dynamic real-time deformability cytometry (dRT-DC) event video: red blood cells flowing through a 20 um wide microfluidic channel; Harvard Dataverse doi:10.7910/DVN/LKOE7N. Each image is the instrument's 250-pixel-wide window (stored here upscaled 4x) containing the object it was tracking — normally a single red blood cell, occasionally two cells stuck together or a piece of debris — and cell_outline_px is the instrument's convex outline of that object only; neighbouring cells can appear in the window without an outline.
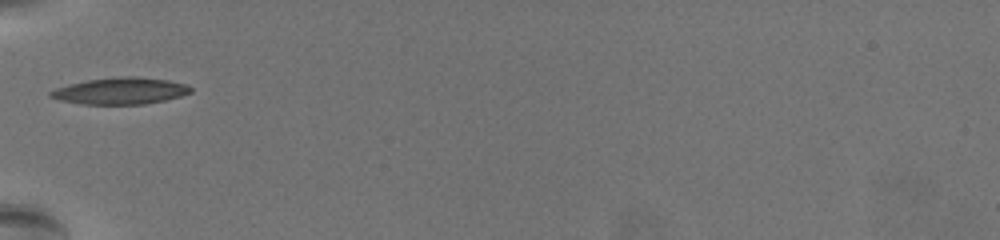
{"species": "common noctule bat (a hibernating species)", "species_latin": "Nyctalus noctula", "temperature_condition": "warm", "stored_images_in_passage": 24, "camera_frame_rate_fps": 3000, "um_per_image_px": 0.085, "animal": {"sex": "female", "body_mass_g": 19.5, "forearm_length_mm": 54.1}, "frame": {"image": 1, "passage_image": 1, "time_ms": 0.0, "image_size_px": [1000, 240], "cell_outline_px": [[192, 92], [180, 96], [164, 100], [144, 104], [84, 104], [60, 100], [48, 96], [48, 92], [56, 88], [68, 84], [88, 80], [120, 76], [136, 76], [168, 80], [188, 84], [192, 88]], "centroid_in_image_um": [10.25, 7.72], "position_along_channel_um": 74.8, "area_um2": 21.79}}
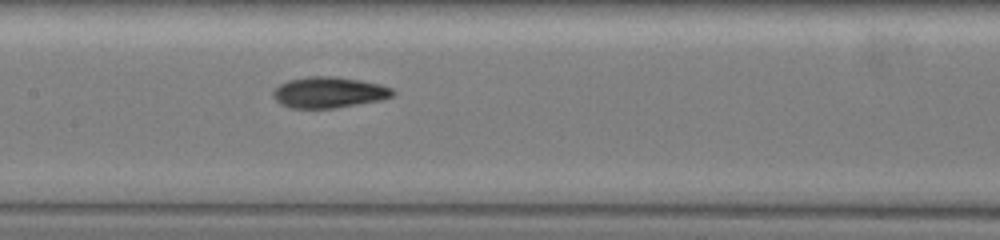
{"frame": {"image": 2, "passage_image": 10, "time_ms": 3.0, "image_size_px": [1000, 240], "cell_outline_px": [[396, 92], [392, 96], [380, 100], [332, 108], [292, 108], [280, 104], [272, 96], [272, 92], [280, 84], [288, 80], [308, 76], [336, 76], [360, 80], [380, 84], [392, 88]], "centroid_in_image_um": [27.94, 7.84], "position_along_channel_um": 179.5, "area_um2": 21.56}}
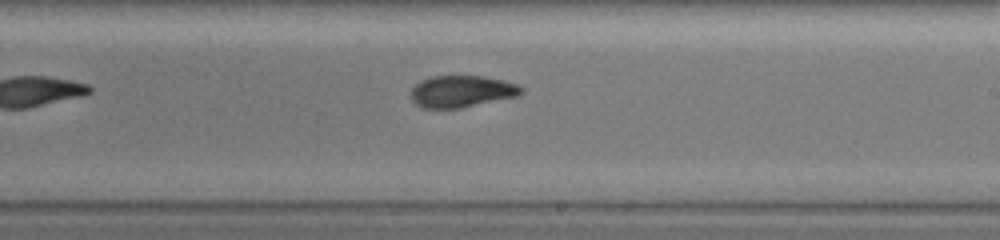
{"frame": {"image": 3, "passage_image": 16, "time_ms": 5.0, "image_size_px": [1000, 240], "cell_outline_px": [[524, 92], [516, 96], [460, 108], [420, 108], [412, 100], [412, 88], [420, 80], [432, 76], [484, 76], [504, 80], [516, 84], [524, 88]], "centroid_in_image_um": [39.24, 7.76], "position_along_channel_um": 249.8, "area_um2": 20.4}}